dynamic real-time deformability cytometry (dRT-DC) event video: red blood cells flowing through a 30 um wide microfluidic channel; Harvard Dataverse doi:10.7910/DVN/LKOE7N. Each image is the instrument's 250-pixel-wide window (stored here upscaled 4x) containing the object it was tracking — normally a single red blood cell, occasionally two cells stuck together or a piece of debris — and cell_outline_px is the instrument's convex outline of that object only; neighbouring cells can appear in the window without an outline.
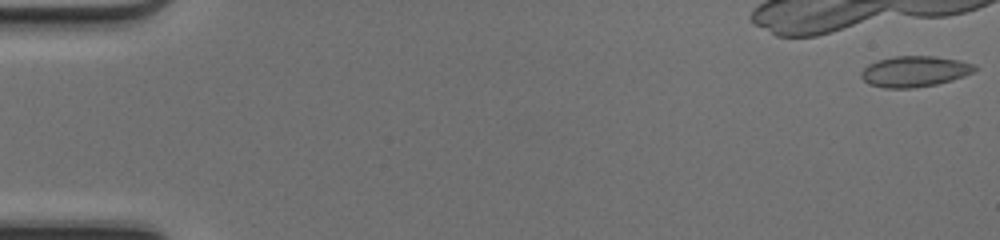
{"species": "common noctule bat (a hibernating species)", "species_latin": "Nyctalus noctula", "temperature_condition": "cold", "stored_images_in_passage": 16, "camera_frame_rate_fps": 3000, "um_per_image_px": 0.085, "animal": {"sex": "female", "body_mass_g": 17.0, "forearm_length_mm": 48.0}, "frame": {"image": 1, "passage_image": 1, "time_ms": 0.0, "image_size_px": [1000, 240], "cell_outline_px": [[976, 68], [972, 72], [964, 76], [952, 80], [936, 84], [912, 88], [884, 88], [868, 84], [860, 76], [860, 72], [868, 64], [876, 60], [896, 56], [936, 56], [960, 60], [976, 64]], "centroid_in_image_um": [77.72, 6.06], "position_along_channel_um": 7.3, "area_um2": 20.52}}